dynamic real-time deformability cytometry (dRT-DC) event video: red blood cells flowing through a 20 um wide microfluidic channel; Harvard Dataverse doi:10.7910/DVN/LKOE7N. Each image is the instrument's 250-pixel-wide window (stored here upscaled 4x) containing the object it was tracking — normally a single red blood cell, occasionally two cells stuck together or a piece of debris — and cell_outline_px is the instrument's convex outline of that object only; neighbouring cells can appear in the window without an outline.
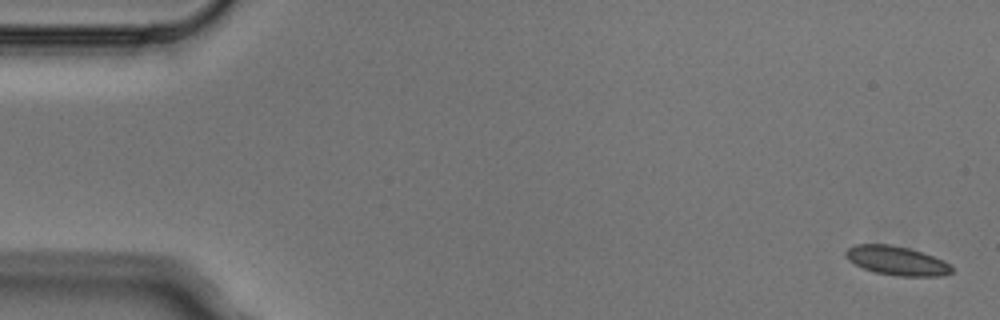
{"species": "Egyptian fruit bat (a non-hibernating species)", "species_latin": "Rousettus aegyptiacus", "temperature_condition": "cold", "stored_images_in_passage": 5, "camera_frame_rate_fps": 3000, "um_per_image_px": 0.085, "animal": {"sex": "male"}, "frame": {"image": 1, "passage_image": 1, "time_ms": 0.0, "image_size_px": [1000, 320], "cell_outline_px": [[952, 272], [944, 276], [896, 276], [876, 272], [864, 268], [848, 260], [844, 256], [844, 252], [848, 248], [856, 244], [892, 244], [908, 248], [944, 260], [952, 264]], "centroid_in_image_um": [76.23, 22.16], "position_along_channel_um": 8.8, "area_um2": 17.98}}
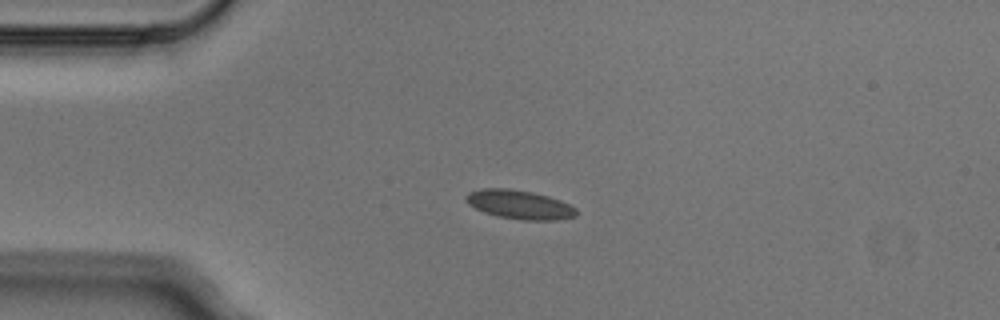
{"frame": {"image": 2, "passage_image": 4, "time_ms": 1.0, "image_size_px": [1000, 320], "cell_outline_px": [[576, 216], [556, 220], [524, 220], [496, 216], [484, 212], [468, 204], [464, 200], [464, 196], [468, 192], [480, 188], [508, 188], [532, 192], [548, 196], [560, 200], [576, 208]], "centroid_in_image_um": [44.11, 17.38], "position_along_channel_um": 40.9, "area_um2": 18.67}}